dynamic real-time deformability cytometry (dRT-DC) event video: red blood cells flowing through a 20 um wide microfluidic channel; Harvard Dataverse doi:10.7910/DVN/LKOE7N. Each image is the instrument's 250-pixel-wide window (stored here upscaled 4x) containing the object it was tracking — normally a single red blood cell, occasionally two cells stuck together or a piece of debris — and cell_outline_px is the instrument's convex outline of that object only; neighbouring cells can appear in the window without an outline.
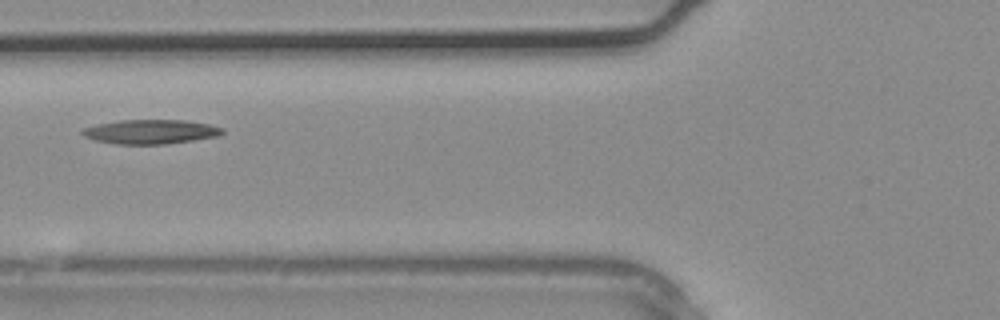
{"species": "common noctule bat (a hibernating species)", "species_latin": "Nyctalus noctula", "temperature_condition": "warm", "stored_images_in_passage": 3, "camera_frame_rate_fps": 3000, "um_per_image_px": 0.085, "animal": {"sex": "male", "body_mass_g": 20.4}, "frame": {"image": 1, "passage_image": 3, "time_ms": 0.667, "image_size_px": [1000, 320], "cell_outline_px": [[224, 132], [216, 136], [192, 140], [164, 144], [116, 144], [96, 140], [84, 136], [80, 132], [84, 128], [96, 124], [120, 120], [184, 120], [208, 124], [224, 128]], "centroid_in_image_um": [12.78, 11.19], "position_along_channel_um": 113.0, "area_um2": 19.65}}